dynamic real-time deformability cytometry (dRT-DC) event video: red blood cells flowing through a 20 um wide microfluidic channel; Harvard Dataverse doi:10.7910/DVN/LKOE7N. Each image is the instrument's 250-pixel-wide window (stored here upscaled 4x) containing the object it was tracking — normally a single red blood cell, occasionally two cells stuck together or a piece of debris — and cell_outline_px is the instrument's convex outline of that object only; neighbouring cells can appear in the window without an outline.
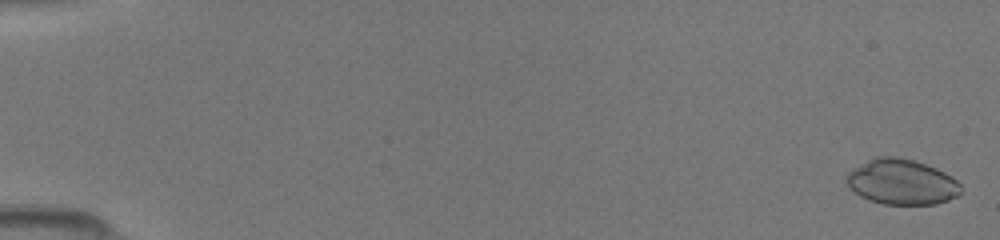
{"species": "common noctule bat (a hibernating species)", "species_latin": "Nyctalus noctula", "temperature_condition": "room temperature", "stored_images_in_passage": 45, "camera_frame_rate_fps": 3000, "um_per_image_px": 0.085, "animal": {"sex": "female", "body_mass_g": 19.5, "forearm_length_mm": 54.1}, "frame": {"image": 1, "passage_image": 1, "time_ms": 0.0, "image_size_px": [1000, 240], "cell_outline_px": [[960, 192], [956, 196], [948, 200], [936, 204], [884, 204], [868, 200], [860, 196], [848, 184], [848, 172], [852, 168], [876, 156], [892, 156], [912, 160], [936, 168], [952, 176], [960, 184]], "centroid_in_image_um": [76.65, 15.47], "position_along_channel_um": 8.4, "area_um2": 29.88}}
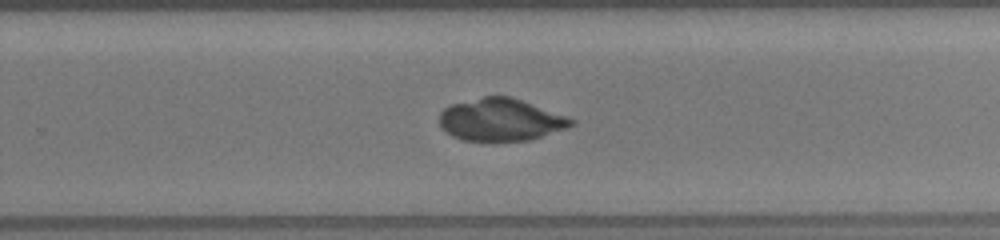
{"frame": {"image": 2, "passage_image": 33, "time_ms": 10.667, "image_size_px": [1000, 240], "cell_outline_px": [[576, 124], [528, 140], [460, 140], [452, 136], [440, 128], [440, 112], [444, 108], [452, 104], [484, 96], [508, 96], [520, 100], [576, 120]], "centroid_in_image_um": [42.5, 10.18], "position_along_channel_um": 287.3, "area_um2": 31.91}}
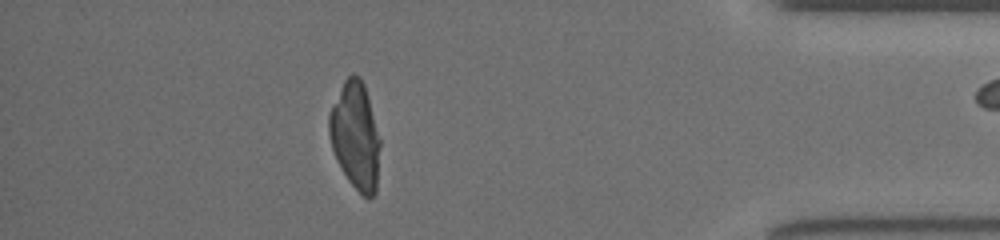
{"frame": {"image": 3, "passage_image": 44, "time_ms": 14.333, "image_size_px": [1000, 240], "cell_outline_px": [[380, 144], [376, 192], [368, 200], [348, 180], [332, 148], [328, 132], [328, 116], [344, 80], [352, 72], [360, 76], [364, 84], [368, 96], [380, 140]], "centroid_in_image_um": [30.21, 11.52], "position_along_channel_um": 405.0, "area_um2": 31.5}}